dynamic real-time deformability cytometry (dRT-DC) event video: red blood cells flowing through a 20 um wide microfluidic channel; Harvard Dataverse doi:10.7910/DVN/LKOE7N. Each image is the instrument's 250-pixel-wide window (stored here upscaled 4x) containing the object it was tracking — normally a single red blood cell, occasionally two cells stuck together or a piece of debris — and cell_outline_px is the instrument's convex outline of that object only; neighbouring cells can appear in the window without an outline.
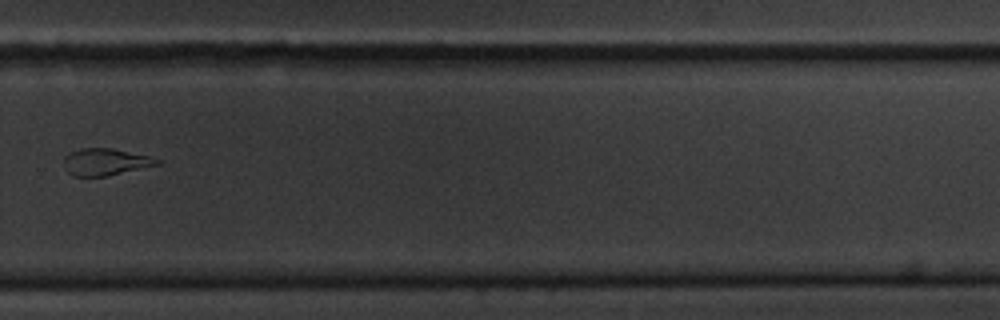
{"species": "common noctule bat (a hibernating species)", "species_latin": "Nyctalus noctula", "temperature_condition": "cold", "stored_images_in_passage": 17, "camera_frame_rate_fps": 3000, "um_per_image_px": 0.085, "animal": {"sex": "male", "body_mass_g": 20.1, "forearm_length_mm": 53.5}, "frame": {"image": 1, "passage_image": 12, "time_ms": 15.0, "image_size_px": [1000, 320], "cell_outline_px": [[160, 164], [108, 176], [72, 176], [64, 168], [64, 156], [68, 152], [80, 148], [112, 148], [152, 156], [160, 160]], "centroid_in_image_um": [8.95, 13.75], "position_along_channel_um": 320.9, "area_um2": 14.85}, "authors_computed_cell_mechanics": {"area_um2": 17.9758, "velocity_mm_per_s": 3.6339, "shape_relaxation_time_tau1_ms": null, "shape_relaxation_time_tau2_ms": 4.3326, "deformation_change_tau1": null, "deformation_change_tau2": 0.1061}}